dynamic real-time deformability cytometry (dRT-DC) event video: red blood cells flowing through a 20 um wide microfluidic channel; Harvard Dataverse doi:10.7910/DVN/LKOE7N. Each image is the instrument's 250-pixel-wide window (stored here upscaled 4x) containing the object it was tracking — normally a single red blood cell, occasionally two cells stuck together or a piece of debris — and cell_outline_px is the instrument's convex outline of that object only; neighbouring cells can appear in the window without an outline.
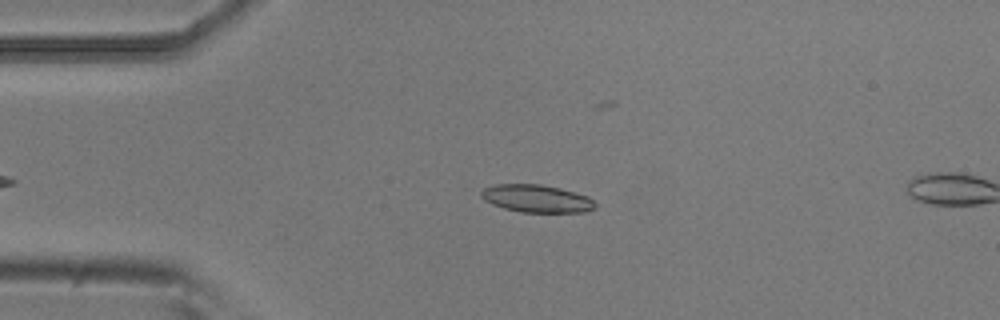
{"species": "common noctule bat (a hibernating species)", "species_latin": "Nyctalus noctula", "temperature_condition": "room temperature", "stored_images_in_passage": 7, "camera_frame_rate_fps": 3000, "um_per_image_px": 0.085, "animal": {"sex": "male", "body_mass_g": 20.5, "forearm_length_mm": 52.5}, "frame": {"image": 1, "passage_image": 4, "time_ms": 1.0, "image_size_px": [1000, 320], "cell_outline_px": [[596, 208], [584, 212], [520, 212], [504, 208], [492, 204], [484, 200], [480, 196], [480, 192], [484, 188], [496, 184], [540, 184], [560, 188], [588, 196], [596, 204]], "centroid_in_image_um": [45.6, 16.88], "position_along_channel_um": 39.4, "area_um2": 18.38}}